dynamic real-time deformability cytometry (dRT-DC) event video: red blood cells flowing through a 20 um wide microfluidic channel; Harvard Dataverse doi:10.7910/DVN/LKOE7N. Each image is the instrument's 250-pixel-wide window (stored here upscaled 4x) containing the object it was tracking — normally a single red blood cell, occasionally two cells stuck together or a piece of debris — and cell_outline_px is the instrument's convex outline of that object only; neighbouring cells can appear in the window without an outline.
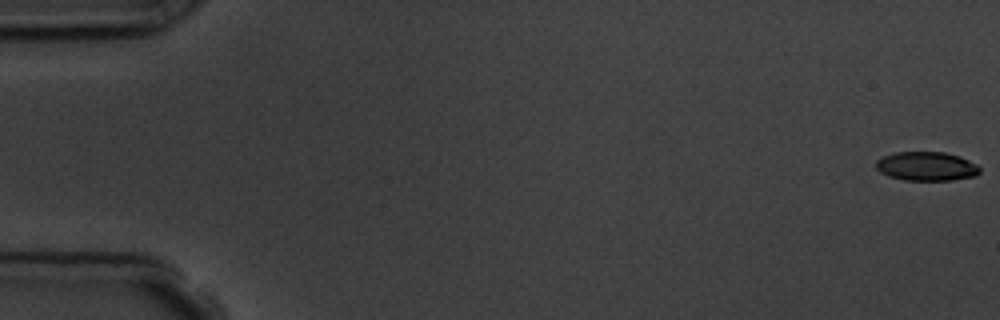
{"species": "common noctule bat (a hibernating species)", "species_latin": "Nyctalus noctula", "temperature_condition": "room temperature", "stored_images_in_passage": 6, "camera_frame_rate_fps": 3000, "um_per_image_px": 0.085, "animal": {"sex": "male", "body_mass_g": 19.5, "forearm_length_mm": 54.6}, "frame": {"image": 1, "passage_image": 1, "time_ms": 0.0, "image_size_px": [1000, 320], "cell_outline_px": [[980, 172], [976, 176], [952, 180], [904, 180], [888, 176], [880, 172], [876, 168], [876, 160], [884, 156], [896, 152], [944, 152], [960, 156], [976, 164], [980, 168]], "centroid_in_image_um": [78.76, 14.13], "position_along_channel_um": 6.2, "area_um2": 17.57}}
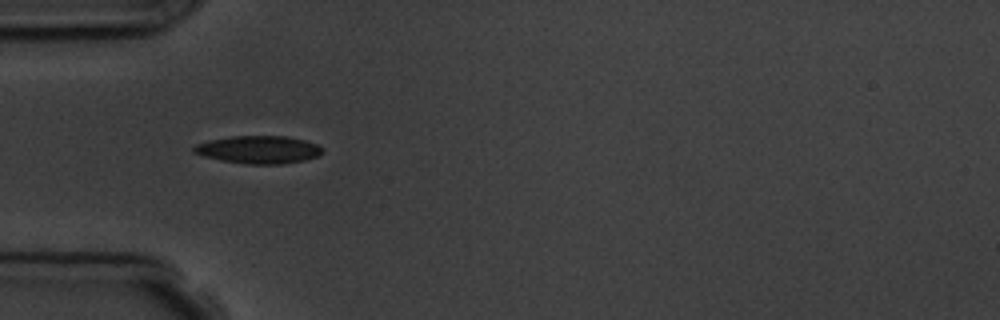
{"frame": {"image": 2, "passage_image": 5, "time_ms": 5.667, "image_size_px": [1000, 320], "cell_outline_px": [[324, 152], [320, 156], [304, 160], [284, 164], [248, 164], [220, 160], [204, 156], [192, 152], [192, 148], [196, 144], [208, 140], [232, 136], [284, 136], [304, 140], [316, 144], [324, 148]], "centroid_in_image_um": [22.0, 12.72], "position_along_channel_um": 63.0, "area_um2": 20.92}}